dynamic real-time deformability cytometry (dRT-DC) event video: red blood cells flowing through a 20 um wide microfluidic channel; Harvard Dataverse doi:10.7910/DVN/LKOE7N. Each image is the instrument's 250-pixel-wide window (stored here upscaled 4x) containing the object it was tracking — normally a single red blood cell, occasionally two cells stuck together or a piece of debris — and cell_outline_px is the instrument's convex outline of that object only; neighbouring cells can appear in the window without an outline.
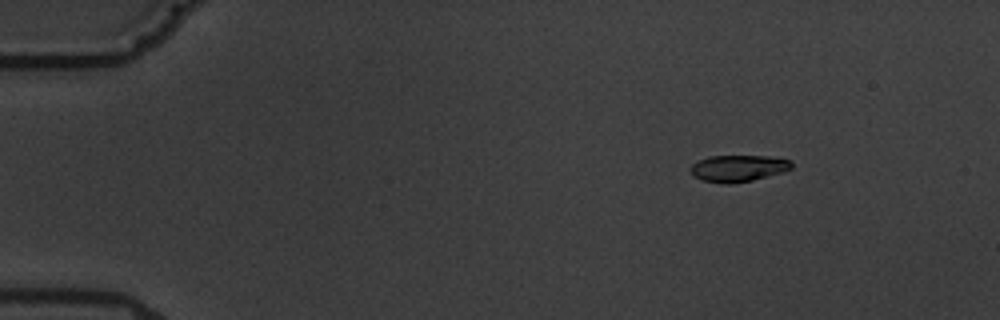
{"species": "common noctule bat (a hibernating species)", "species_latin": "Nyctalus noctula", "temperature_condition": "warm", "stored_images_in_passage": 7, "camera_frame_rate_fps": 3000, "um_per_image_px": 0.085, "animal": {"sex": "male", "body_mass_g": 19.5, "forearm_length_mm": 54.6}, "frame": {"image": 1, "passage_image": 3, "time_ms": 2.333, "image_size_px": [1000, 320], "cell_outline_px": [[792, 168], [784, 172], [752, 180], [732, 184], [724, 184], [704, 180], [692, 176], [688, 168], [696, 160], [712, 156], [768, 156], [792, 160]], "centroid_in_image_um": [62.72, 14.3], "position_along_channel_um": 22.3, "area_um2": 15.9}}